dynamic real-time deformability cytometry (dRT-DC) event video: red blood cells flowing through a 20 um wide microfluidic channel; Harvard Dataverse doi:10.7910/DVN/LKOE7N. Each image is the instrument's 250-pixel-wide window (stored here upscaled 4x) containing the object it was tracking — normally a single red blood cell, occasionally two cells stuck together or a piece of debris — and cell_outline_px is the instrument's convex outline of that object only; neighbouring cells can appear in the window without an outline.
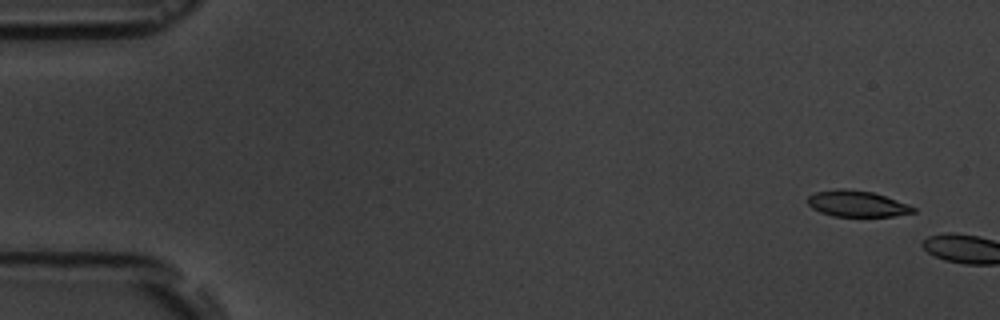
{"species": "common noctule bat (a hibernating species)", "species_latin": "Nyctalus noctula", "temperature_condition": "room temperature", "stored_images_in_passage": 2, "camera_frame_rate_fps": 3000, "um_per_image_px": 0.085, "animal": {"sex": "male", "body_mass_g": 19.5, "forearm_length_mm": 54.6}, "frame": {"image": 1, "passage_image": 1, "time_ms": 0.0, "image_size_px": [1000, 320], "cell_outline_px": [[916, 212], [892, 216], [832, 216], [820, 212], [812, 208], [808, 204], [808, 196], [816, 192], [840, 188], [844, 188], [872, 192], [908, 204], [916, 208]], "centroid_in_image_um": [72.83, 17.32], "position_along_channel_um": 12.2, "area_um2": 15.95}}